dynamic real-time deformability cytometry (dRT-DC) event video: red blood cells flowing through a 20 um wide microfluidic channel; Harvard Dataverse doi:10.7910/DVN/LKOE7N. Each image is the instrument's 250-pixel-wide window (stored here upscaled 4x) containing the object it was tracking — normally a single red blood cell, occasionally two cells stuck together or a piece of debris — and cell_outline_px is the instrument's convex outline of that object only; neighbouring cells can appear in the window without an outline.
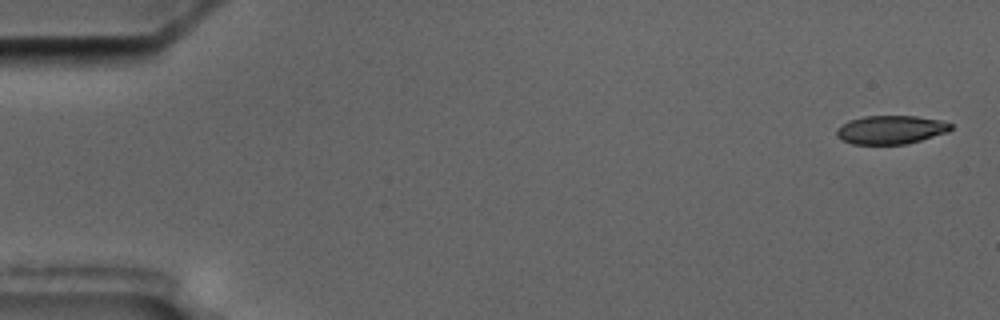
{"species": "common noctule bat (a hibernating species)", "species_latin": "Nyctalus noctula", "temperature_condition": "cold", "stored_images_in_passage": 3, "camera_frame_rate_fps": 3000, "um_per_image_px": 0.085, "animal": {"sex": "male", "body_mass_g": 17.5, "forearm_length_mm": 52.3}, "frame": {"image": 1, "passage_image": 1, "time_ms": 0.0, "image_size_px": [1000, 320], "cell_outline_px": [[952, 128], [948, 132], [920, 140], [904, 144], [852, 144], [836, 136], [836, 128], [848, 120], [864, 116], [916, 116], [940, 120], [952, 124]], "centroid_in_image_um": [75.69, 11.02], "position_along_channel_um": 9.3, "area_um2": 18.96}}
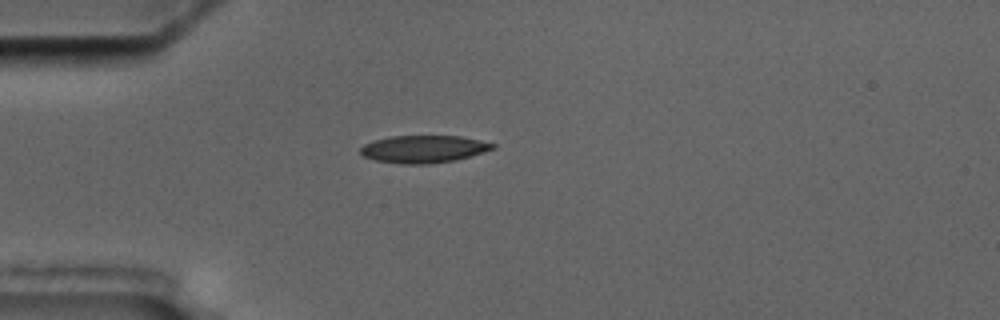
{"frame": {"image": 2, "passage_image": 3, "time_ms": 4.667, "image_size_px": [1000, 320], "cell_outline_px": [[496, 148], [456, 160], [428, 164], [400, 164], [376, 160], [364, 156], [360, 152], [360, 148], [364, 144], [372, 140], [388, 136], [460, 136], [480, 140], [496, 144]], "centroid_in_image_um": [35.99, 12.66], "position_along_channel_um": 49.0, "area_um2": 21.21}}